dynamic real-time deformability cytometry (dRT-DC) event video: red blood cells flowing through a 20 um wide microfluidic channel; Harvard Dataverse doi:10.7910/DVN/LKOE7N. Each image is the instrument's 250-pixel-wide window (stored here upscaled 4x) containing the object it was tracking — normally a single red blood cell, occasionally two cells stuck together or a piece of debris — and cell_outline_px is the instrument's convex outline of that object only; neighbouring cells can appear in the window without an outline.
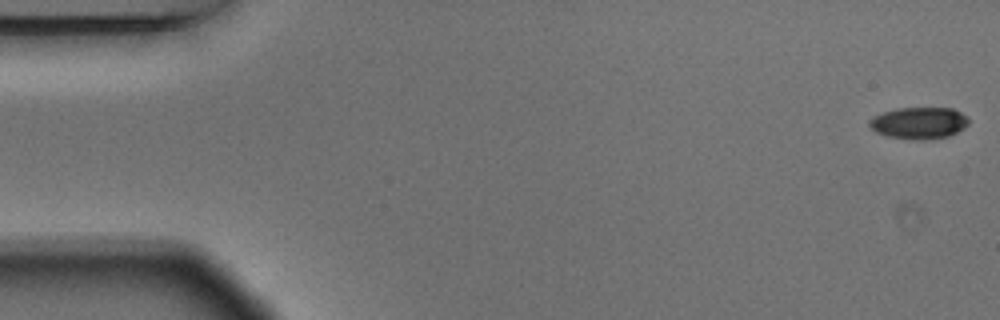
{"species": "Egyptian fruit bat (a non-hibernating species)", "species_latin": "Rousettus aegyptiacus", "temperature_condition": "warm", "stored_images_in_passage": 55, "camera_frame_rate_fps": 3000, "um_per_image_px": 0.085, "animal": {"sex": "male"}, "frame": {"image": 1, "passage_image": 1, "time_ms": 0.0, "image_size_px": [1000, 320], "cell_outline_px": [[968, 124], [964, 128], [948, 136], [924, 140], [912, 140], [888, 136], [876, 132], [868, 124], [868, 120], [872, 116], [896, 108], [952, 108], [968, 116]], "centroid_in_image_um": [78.1, 10.45], "position_along_channel_um": 6.9, "area_um2": 18.44}}
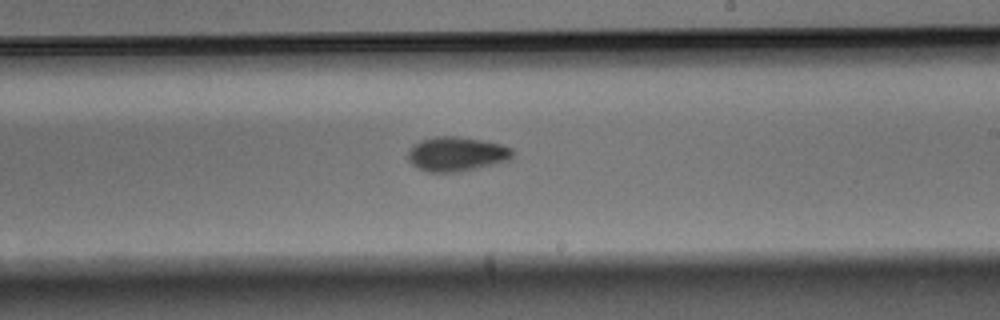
{"frame": {"image": 2, "passage_image": 32, "time_ms": 10.333, "image_size_px": [1000, 320], "cell_outline_px": [[512, 156], [508, 160], [460, 172], [428, 172], [416, 168], [408, 160], [408, 148], [412, 144], [420, 140], [436, 136], [456, 136], [480, 140], [500, 144], [512, 148]], "centroid_in_image_um": [38.73, 13.09], "position_along_channel_um": 250.3, "area_um2": 20.98}}
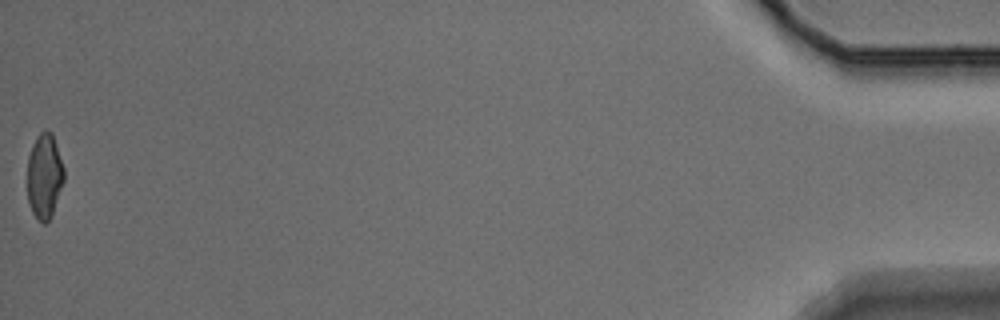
{"frame": {"image": 3, "passage_image": 55, "time_ms": 18.0, "image_size_px": [1000, 320], "cell_outline_px": [[64, 180], [52, 216], [44, 224], [32, 212], [28, 204], [28, 156], [32, 144], [36, 136], [44, 128], [52, 132], [64, 168]], "centroid_in_image_um": [3.78, 14.93], "position_along_channel_um": 431.4, "area_um2": 18.26}, "authors_computed_cell_mechanics": {"area_um2": 19.8254, "velocity_mm_per_s": 3.6811, "shape_relaxation_time_tau1_ms": 4.9927, "shape_relaxation_time_tau2_ms": 9.5571, "deformation_change_tau1": 0.1325, "deformation_change_tau2": 0.1509}}